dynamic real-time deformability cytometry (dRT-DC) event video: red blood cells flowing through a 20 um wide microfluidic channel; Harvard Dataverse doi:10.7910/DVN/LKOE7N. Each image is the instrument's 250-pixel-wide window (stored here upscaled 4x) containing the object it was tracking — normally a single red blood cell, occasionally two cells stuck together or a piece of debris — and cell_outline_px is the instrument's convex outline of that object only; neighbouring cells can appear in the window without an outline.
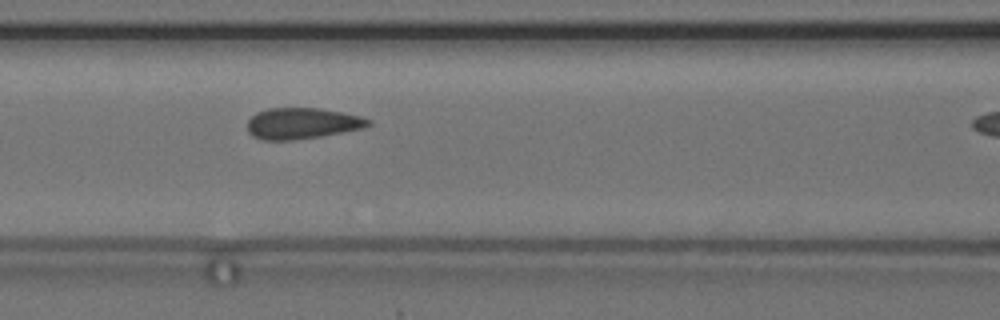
{"species": "common noctule bat (a hibernating species)", "species_latin": "Nyctalus noctula", "temperature_condition": "cold", "stored_images_in_passage": 6, "segment_of_instrument_passage": [1, 2], "camera_frame_rate_fps": 3000, "um_per_image_px": 0.085, "animal": {"sex": "female", "body_mass_g": 24.6, "forearm_length_mm": 56.2}, "frame": {"image": 1, "passage_image": 5, "time_ms": 5.667, "image_size_px": [1000, 320], "cell_outline_px": [[372, 124], [364, 128], [324, 136], [292, 140], [260, 140], [252, 136], [248, 132], [248, 120], [256, 112], [268, 108], [320, 108], [360, 116], [372, 120]], "centroid_in_image_um": [25.68, 10.49], "position_along_channel_um": 140.9, "area_um2": 22.14}}